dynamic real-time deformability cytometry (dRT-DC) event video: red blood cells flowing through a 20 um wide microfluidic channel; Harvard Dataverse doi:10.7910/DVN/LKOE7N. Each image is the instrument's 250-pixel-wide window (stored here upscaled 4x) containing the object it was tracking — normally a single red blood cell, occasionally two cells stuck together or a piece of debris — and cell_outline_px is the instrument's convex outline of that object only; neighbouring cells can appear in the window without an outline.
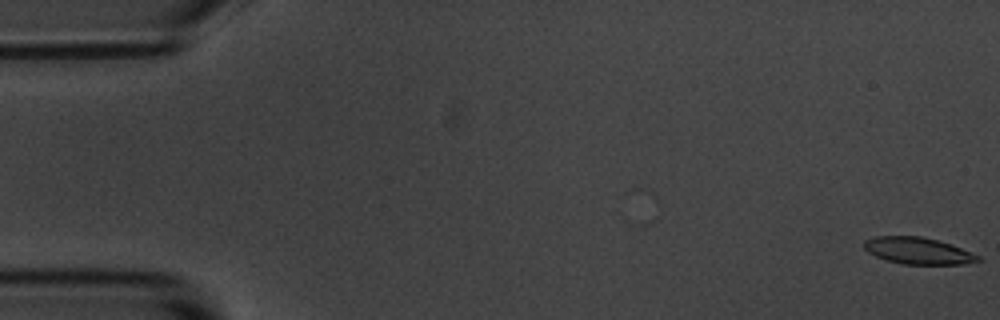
{"species": "common noctule bat (a hibernating species)", "species_latin": "Nyctalus noctula", "temperature_condition": "room temperature", "stored_images_in_passage": 2, "camera_frame_rate_fps": 3000, "um_per_image_px": 0.085, "animal": {"sex": "male", "body_mass_g": 20.1, "forearm_length_mm": 53.5}, "frame": {"image": 1, "passage_image": 2, "time_ms": 1.0, "image_size_px": [1000, 320], "cell_outline_px": [[980, 260], [960, 264], [904, 264], [888, 260], [876, 256], [868, 252], [864, 248], [864, 240], [872, 236], [920, 236], [936, 240], [960, 248], [980, 256]], "centroid_in_image_um": [77.97, 21.3], "position_along_channel_um": 7.0, "area_um2": 17.4}}